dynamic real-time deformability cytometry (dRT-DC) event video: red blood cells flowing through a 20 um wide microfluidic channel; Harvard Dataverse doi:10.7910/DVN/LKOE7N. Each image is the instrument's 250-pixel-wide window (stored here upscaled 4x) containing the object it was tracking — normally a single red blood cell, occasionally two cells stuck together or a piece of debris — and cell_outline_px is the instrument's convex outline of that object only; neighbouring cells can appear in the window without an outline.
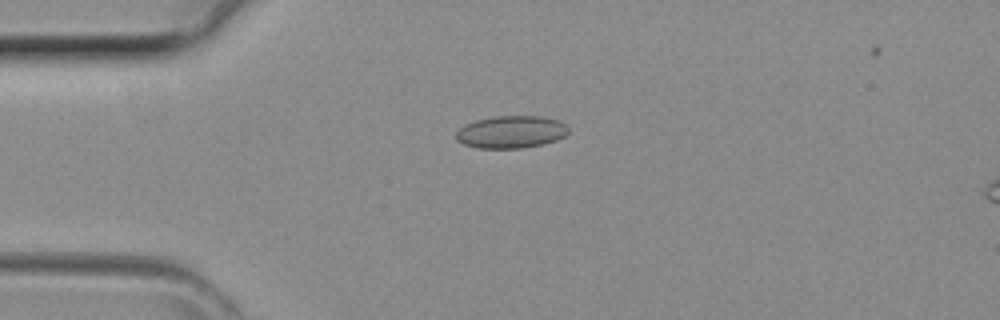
{"species": "common noctule bat (a hibernating species)", "species_latin": "Nyctalus noctula", "temperature_condition": "room temperature", "stored_images_in_passage": 41, "camera_frame_rate_fps": 3000, "um_per_image_px": 0.085, "animal": {"sex": "female", "body_mass_g": 29.2, "forearm_length_mm": 56.3}, "frame": {"image": 1, "passage_image": 10, "time_ms": 3.0, "image_size_px": [1000, 320], "cell_outline_px": [[568, 132], [564, 136], [556, 140], [524, 148], [476, 148], [464, 144], [456, 140], [456, 132], [464, 124], [476, 120], [496, 116], [540, 116], [560, 120], [568, 128]], "centroid_in_image_um": [43.42, 11.21], "position_along_channel_um": 41.6, "area_um2": 21.21}}
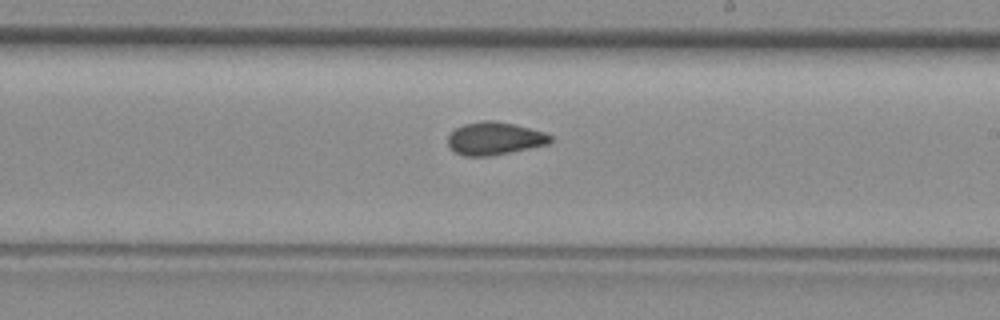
{"frame": {"image": 2, "passage_image": 24, "time_ms": 7.667, "image_size_px": [1000, 320], "cell_outline_px": [[552, 140], [548, 144], [488, 156], [464, 156], [456, 152], [448, 144], [448, 136], [456, 128], [464, 124], [484, 120], [492, 120], [516, 124], [544, 132], [552, 136]], "centroid_in_image_um": [42.04, 11.76], "position_along_channel_um": 247.0, "area_um2": 19.36}}
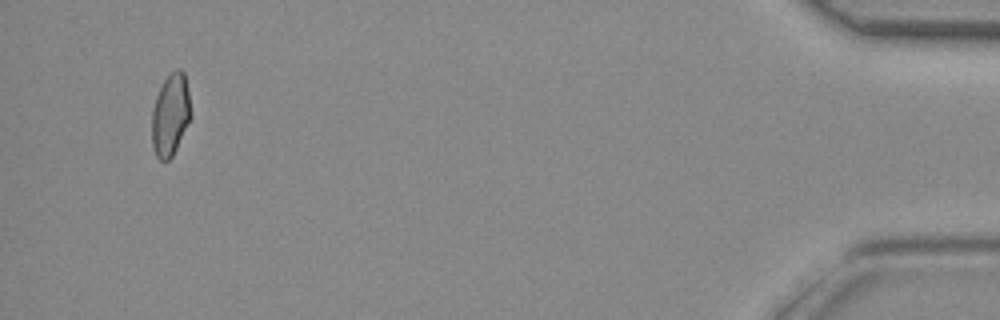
{"frame": {"image": 3, "passage_image": 40, "time_ms": 13.0, "image_size_px": [1000, 320], "cell_outline_px": [[188, 120], [176, 148], [172, 156], [168, 160], [160, 160], [156, 156], [152, 148], [152, 108], [156, 96], [164, 80], [176, 68], [180, 68], [184, 72], [188, 92]], "centroid_in_image_um": [14.43, 9.75], "position_along_channel_um": 420.8, "area_um2": 17.98}}